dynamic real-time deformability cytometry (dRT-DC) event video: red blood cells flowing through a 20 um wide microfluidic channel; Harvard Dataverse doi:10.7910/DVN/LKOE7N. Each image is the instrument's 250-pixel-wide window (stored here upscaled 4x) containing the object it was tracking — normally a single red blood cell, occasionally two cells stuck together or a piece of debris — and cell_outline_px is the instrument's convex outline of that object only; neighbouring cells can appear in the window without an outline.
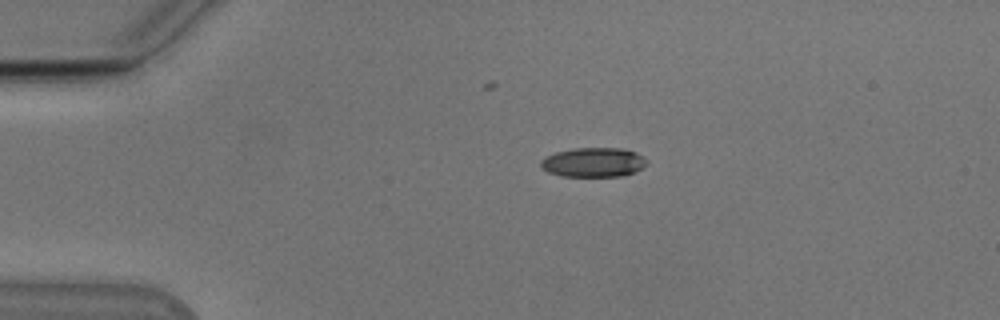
{"species": "Egyptian fruit bat (a non-hibernating species)", "species_latin": "Rousettus aegyptiacus", "temperature_condition": "cold", "stored_images_in_passage": 43, "camera_frame_rate_fps": 3000, "um_per_image_px": 0.085, "animal": {"sex": "male"}, "frame": {"image": 1, "passage_image": 1, "time_ms": 0.0, "image_size_px": [1000, 320], "cell_outline_px": [[648, 164], [624, 176], [560, 176], [548, 172], [540, 164], [540, 160], [556, 152], [572, 148], [624, 148], [636, 152], [644, 156], [648, 160]], "centroid_in_image_um": [50.47, 13.79], "position_along_channel_um": 34.5, "area_um2": 18.21}}
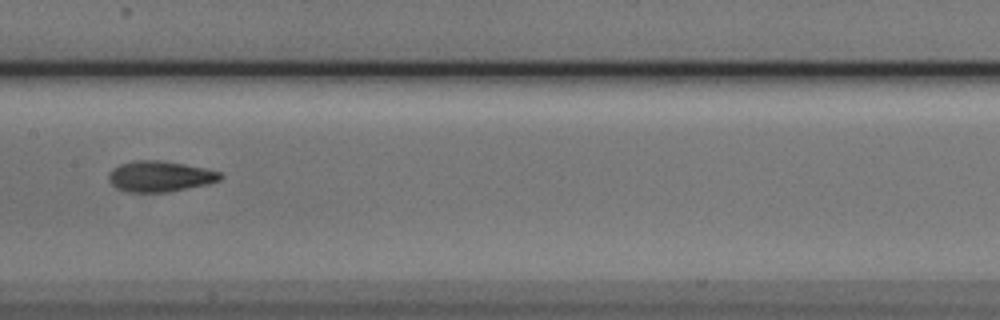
{"frame": {"image": 2, "passage_image": 17, "time_ms": 5.333, "image_size_px": [1000, 320], "cell_outline_px": [[224, 176], [220, 180], [208, 184], [168, 192], [128, 192], [116, 188], [108, 180], [108, 172], [112, 168], [120, 164], [132, 160], [160, 160], [184, 164], [204, 168], [220, 172]], "centroid_in_image_um": [13.57, 14.99], "position_along_channel_um": 193.8, "area_um2": 20.17}}
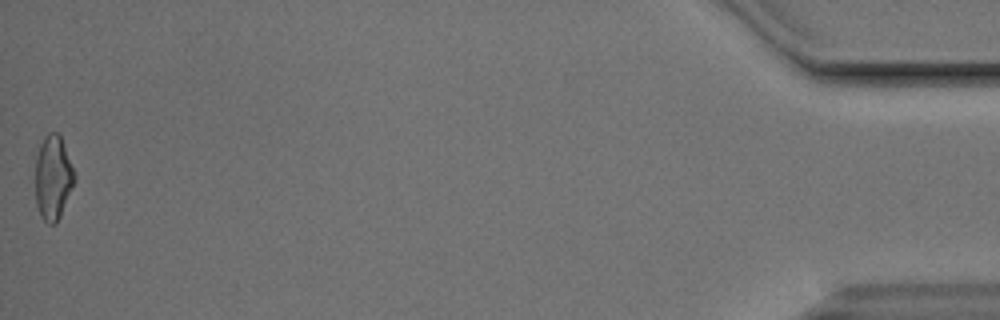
{"frame": {"image": 3, "passage_image": 43, "time_ms": 14.0, "image_size_px": [1000, 320], "cell_outline_px": [[76, 180], [60, 216], [56, 224], [48, 224], [40, 216], [36, 204], [36, 156], [40, 144], [44, 136], [48, 132], [56, 132], [60, 136], [76, 176]], "centroid_in_image_um": [4.5, 15.12], "position_along_channel_um": 430.7, "area_um2": 19.19}, "authors_computed_cell_mechanics": {"area_um2": 19.3052, "velocity_mm_per_s": 3.8472, "shape_relaxation_time_tau1_ms": 5.097, "shape_relaxation_time_tau2_ms": 2.7393, "deformation_change_tau1": 0.1592, "deformation_change_tau2": 0.0965}}